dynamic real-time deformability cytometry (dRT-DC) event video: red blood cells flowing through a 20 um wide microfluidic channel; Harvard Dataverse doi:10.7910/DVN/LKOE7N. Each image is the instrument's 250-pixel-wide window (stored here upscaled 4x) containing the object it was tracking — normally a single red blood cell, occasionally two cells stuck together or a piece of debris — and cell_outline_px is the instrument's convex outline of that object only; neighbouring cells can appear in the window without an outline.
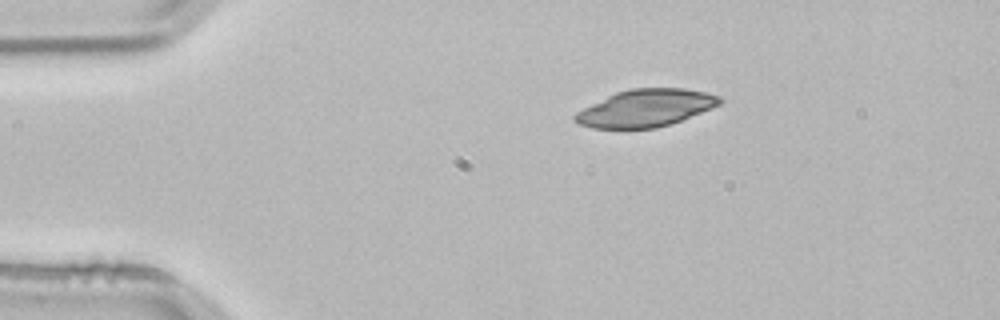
{"species": "common noctule bat (a hibernating species)", "species_latin": "Nyctalus noctula", "temperature_condition": "room temperature", "stored_images_in_passage": 2, "camera_frame_rate_fps": 3000, "um_per_image_px": 0.085, "animal": {"sex": "male", "body_mass_g": 21.5, "forearm_length_mm": 52.0}, "frame": {"image": 1, "passage_image": 1, "time_ms": 0.0, "image_size_px": [1000, 320], "cell_outline_px": [[724, 100], [720, 104], [712, 108], [680, 120], [656, 128], [592, 128], [576, 124], [572, 120], [572, 116], [576, 112], [616, 92], [632, 88], [684, 88], [704, 92], [720, 96]], "centroid_in_image_um": [54.86, 9.19], "position_along_channel_um": 30.1, "area_um2": 31.27}}